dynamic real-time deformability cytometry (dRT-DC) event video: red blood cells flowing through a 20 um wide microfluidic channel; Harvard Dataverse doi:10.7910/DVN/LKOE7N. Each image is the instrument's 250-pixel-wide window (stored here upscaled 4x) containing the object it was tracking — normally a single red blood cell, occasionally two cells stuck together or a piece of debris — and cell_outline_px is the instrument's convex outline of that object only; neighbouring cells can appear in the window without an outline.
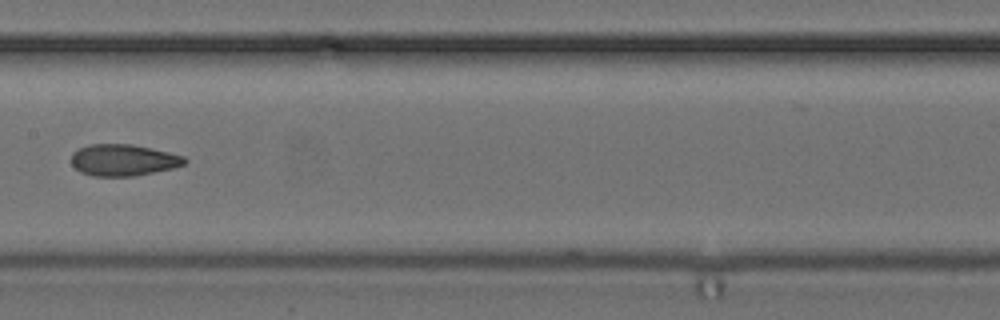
{"species": "common noctule bat (a hibernating species)", "species_latin": "Nyctalus noctula", "temperature_condition": "cold", "stored_images_in_passage": 18, "camera_frame_rate_fps": 3000, "um_per_image_px": 0.085, "animal": {"sex": "female", "body_mass_g": 24.6, "forearm_length_mm": 56.2}, "frame": {"image": 1, "passage_image": 16, "time_ms": 5.0, "image_size_px": [1000, 320], "cell_outline_px": [[188, 160], [184, 164], [172, 168], [132, 176], [92, 176], [80, 172], [72, 164], [72, 152], [76, 148], [88, 144], [132, 144], [152, 148], [184, 156]], "centroid_in_image_um": [10.45, 13.59], "position_along_channel_um": 197.0, "area_um2": 20.87}}